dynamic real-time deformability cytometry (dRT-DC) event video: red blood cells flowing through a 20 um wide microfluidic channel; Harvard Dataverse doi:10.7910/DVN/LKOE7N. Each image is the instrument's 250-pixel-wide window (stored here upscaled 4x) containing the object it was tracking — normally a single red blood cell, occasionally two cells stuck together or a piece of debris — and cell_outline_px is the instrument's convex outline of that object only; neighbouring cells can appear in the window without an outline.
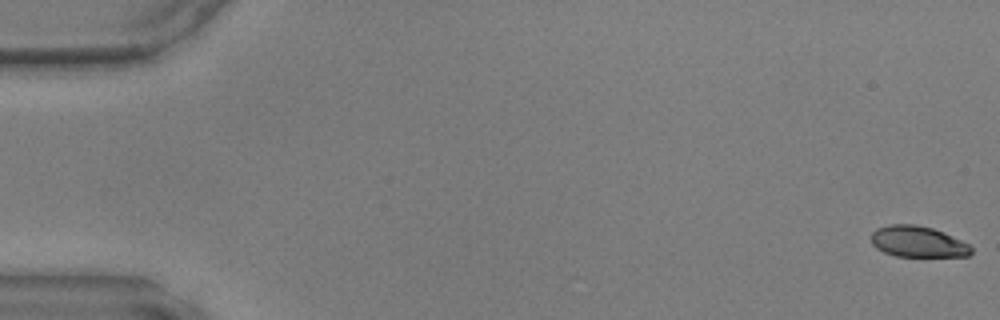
{"species": "common noctule bat (a hibernating species)", "species_latin": "Nyctalus noctula", "temperature_condition": "warm", "stored_images_in_passage": 10, "camera_frame_rate_fps": 3000, "um_per_image_px": 0.085, "animal": {"sex": "male", "body_mass_g": 17.9, "forearm_length_mm": 54.2}, "frame": {"image": 1, "passage_image": 1, "time_ms": 0.0, "image_size_px": [1000, 320], "cell_outline_px": [[972, 252], [968, 256], [896, 256], [884, 252], [876, 248], [872, 244], [872, 232], [876, 228], [892, 224], [916, 224], [932, 228], [944, 232], [968, 244], [972, 248]], "centroid_in_image_um": [78.0, 20.54], "position_along_channel_um": 7.0, "area_um2": 18.03}}